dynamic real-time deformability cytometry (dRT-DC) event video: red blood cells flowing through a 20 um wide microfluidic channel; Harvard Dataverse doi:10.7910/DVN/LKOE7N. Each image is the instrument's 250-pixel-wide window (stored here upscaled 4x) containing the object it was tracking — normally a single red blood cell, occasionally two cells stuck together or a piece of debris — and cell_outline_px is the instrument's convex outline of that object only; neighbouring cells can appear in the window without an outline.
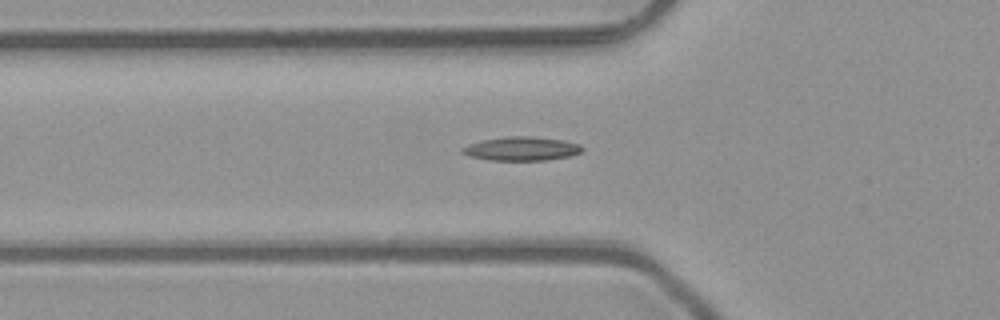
{"species": "common noctule bat (a hibernating species)", "species_latin": "Nyctalus noctula", "temperature_condition": "room temperature", "stored_images_in_passage": 49, "camera_frame_rate_fps": 3000, "um_per_image_px": 0.085, "animal": {"sex": "male", "body_mass_g": 23.1, "forearm_length_mm": 52.7}, "frame": {"image": 1, "passage_image": 15, "time_ms": 4.667, "image_size_px": [1000, 320], "cell_outline_px": [[584, 148], [580, 152], [568, 156], [544, 160], [488, 160], [468, 156], [460, 152], [460, 148], [468, 144], [480, 140], [508, 136], [532, 136], [560, 140], [580, 144]], "centroid_in_image_um": [44.25, 12.63], "position_along_channel_um": 81.5, "area_um2": 16.65}}
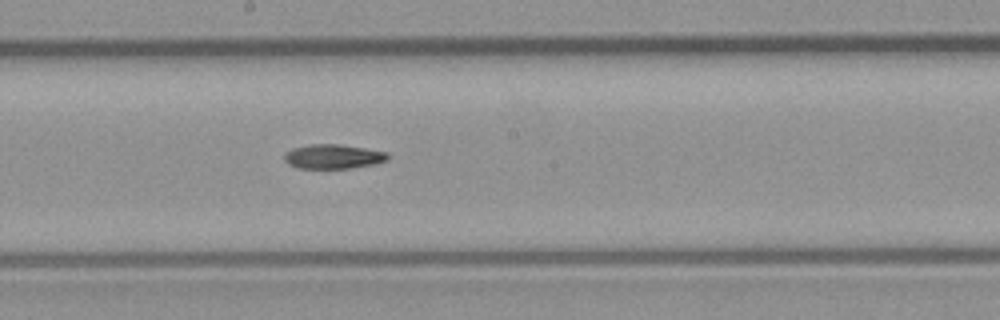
{"frame": {"image": 2, "passage_image": 25, "time_ms": 8.0, "image_size_px": [1000, 320], "cell_outline_px": [[388, 160], [376, 164], [348, 168], [296, 168], [288, 164], [284, 160], [284, 156], [292, 148], [308, 144], [336, 144], [364, 148], [388, 152]], "centroid_in_image_um": [28.32, 13.31], "position_along_channel_um": 219.9, "area_um2": 14.68}}
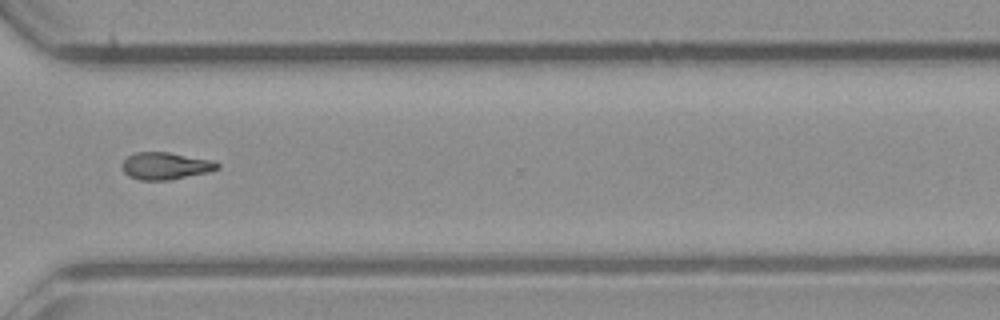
{"frame": {"image": 3, "passage_image": 35, "time_ms": 11.333, "image_size_px": [1000, 320], "cell_outline_px": [[220, 168], [208, 172], [168, 180], [140, 180], [128, 176], [124, 172], [120, 164], [128, 156], [136, 152], [168, 152], [212, 160], [220, 164]], "centroid_in_image_um": [14.05, 14.1], "position_along_channel_um": 356.6, "area_um2": 15.09}, "authors_computed_cell_mechanics": {"area_um2": 14.9702, "velocity_mm_per_s": 4.1122, "shape_relaxation_time_tau1_ms": 6.5975, "shape_relaxation_time_tau2_ms": 6.9686, "deformation_change_tau1": 0.1806, "deformation_change_tau2": 0.1625}}